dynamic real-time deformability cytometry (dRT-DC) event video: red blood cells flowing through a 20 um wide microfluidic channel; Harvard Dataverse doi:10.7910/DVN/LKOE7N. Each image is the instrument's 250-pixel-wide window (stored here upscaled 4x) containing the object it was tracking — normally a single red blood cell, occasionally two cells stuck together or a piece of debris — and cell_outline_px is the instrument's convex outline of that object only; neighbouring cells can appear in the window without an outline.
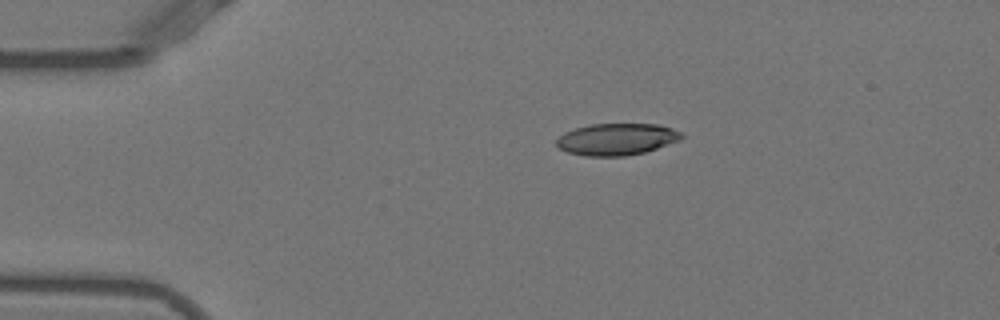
{"species": "Egyptian fruit bat (a non-hibernating species)", "species_latin": "Rousettus aegyptiacus", "temperature_condition": "warm", "stored_images_in_passage": 37, "camera_frame_rate_fps": 3000, "um_per_image_px": 0.085, "animal": {"sex": "female"}, "frame": {"image": 1, "passage_image": 1, "time_ms": 0.0, "image_size_px": [1000, 320], "cell_outline_px": [[684, 136], [680, 140], [644, 152], [624, 156], [584, 156], [568, 152], [560, 148], [556, 144], [556, 140], [564, 132], [588, 124], [660, 124], [672, 128], [680, 132]], "centroid_in_image_um": [52.41, 11.83], "position_along_channel_um": 32.6, "area_um2": 23.12}}
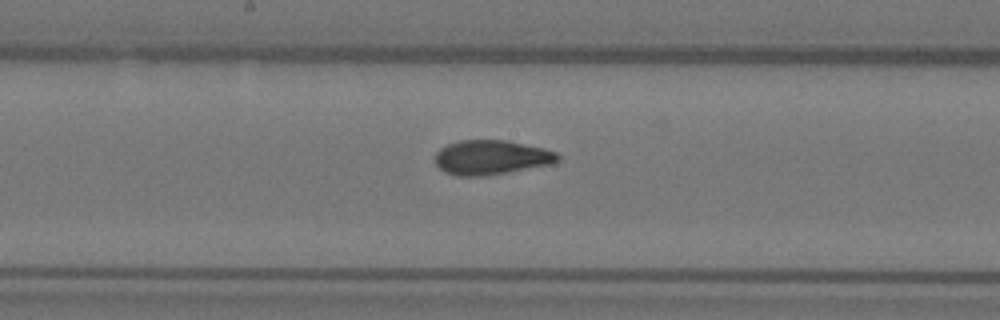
{"frame": {"image": 2, "passage_image": 18, "time_ms": 5.667, "image_size_px": [1000, 320], "cell_outline_px": [[560, 160], [552, 164], [508, 172], [484, 176], [456, 176], [444, 172], [436, 164], [436, 152], [440, 148], [448, 144], [460, 140], [504, 140], [544, 148], [556, 152], [560, 156]], "centroid_in_image_um": [41.76, 13.38], "position_along_channel_um": 206.4, "area_um2": 24.68}}
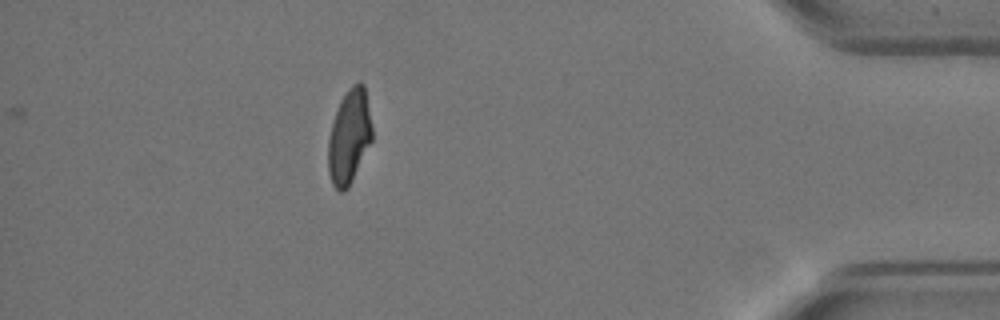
{"frame": {"image": 3, "passage_image": 37, "time_ms": 12.0, "image_size_px": [1000, 320], "cell_outline_px": [[372, 140], [348, 188], [344, 192], [340, 192], [332, 184], [328, 172], [328, 140], [332, 124], [340, 100], [348, 88], [352, 84], [360, 80], [364, 84], [372, 128]], "centroid_in_image_um": [29.68, 11.61], "position_along_channel_um": 405.5, "area_um2": 24.04}, "authors_computed_cell_mechanics": {"area_um2": 24.6806, "velocity_mm_per_s": 3.9024, "shape_relaxation_time_tau1_ms": 7.6965, "shape_relaxation_time_tau2_ms": 1.671, "deformation_change_tau1": 0.2263, "deformation_change_tau2": 0.0824}}